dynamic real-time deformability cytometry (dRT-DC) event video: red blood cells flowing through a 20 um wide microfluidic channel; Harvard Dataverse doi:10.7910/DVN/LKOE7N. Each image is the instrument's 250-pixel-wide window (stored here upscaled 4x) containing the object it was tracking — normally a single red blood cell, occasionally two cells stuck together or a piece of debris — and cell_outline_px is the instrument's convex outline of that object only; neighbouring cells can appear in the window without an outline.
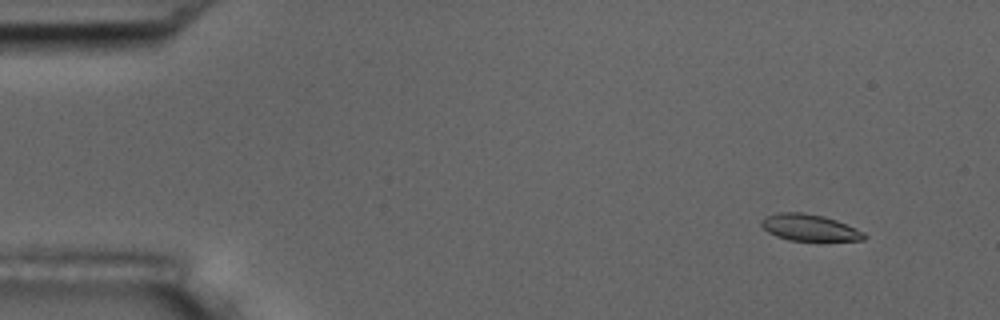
{"species": "common noctule bat (a hibernating species)", "species_latin": "Nyctalus noctula", "temperature_condition": "room temperature", "stored_images_in_passage": 58, "camera_frame_rate_fps": 3000, "um_per_image_px": 0.085, "animal": {"sex": "male", "body_mass_g": 17.5, "forearm_length_mm": 52.3}, "frame": {"image": 1, "passage_image": 6, "time_ms": 1.667, "image_size_px": [1000, 320], "cell_outline_px": [[868, 236], [864, 240], [788, 240], [776, 236], [768, 232], [760, 224], [760, 220], [764, 216], [776, 212], [800, 212], [824, 216], [836, 220], [856, 228], [864, 232]], "centroid_in_image_um": [68.77, 19.33], "position_along_channel_um": 16.2, "area_um2": 15.95}}
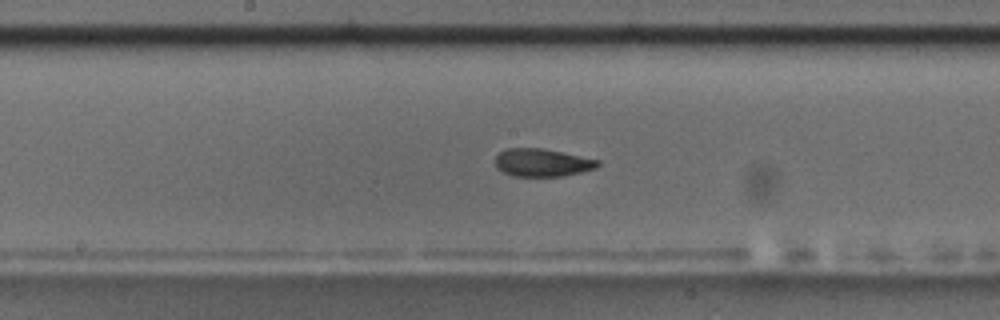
{"frame": {"image": 2, "passage_image": 30, "time_ms": 9.667, "image_size_px": [1000, 320], "cell_outline_px": [[600, 164], [596, 168], [564, 176], [512, 176], [496, 168], [496, 156], [500, 152], [508, 148], [540, 148], [600, 160]], "centroid_in_image_um": [46.08, 13.83], "position_along_channel_um": 202.1, "area_um2": 16.47}}
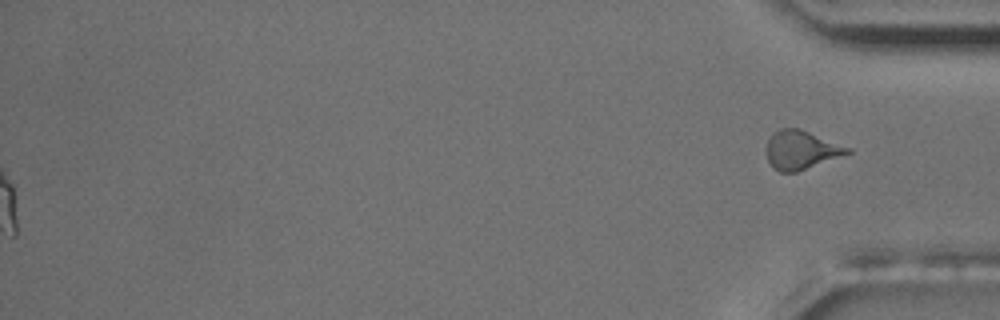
{"frame": {"image": 3, "passage_image": 58, "time_ms": 19.0, "image_size_px": [1000, 320], "cell_outline_px": [[852, 152], [796, 172], [780, 172], [772, 168], [764, 152], [764, 148], [768, 136], [772, 132], [780, 128], [800, 128], [852, 148]], "centroid_in_image_um": [68.03, 12.72], "position_along_channel_um": 367.2, "area_um2": 18.67}, "authors_computed_cell_mechanics": {"area_um2": 16.9643, "velocity_mm_per_s": 3.6468, "shape_relaxation_time_tau1_ms": 4.2739, "shape_relaxation_time_tau2_ms": 1.5563, "deformation_change_tau1": 0.135, "deformation_change_tau2": 0.0517}}